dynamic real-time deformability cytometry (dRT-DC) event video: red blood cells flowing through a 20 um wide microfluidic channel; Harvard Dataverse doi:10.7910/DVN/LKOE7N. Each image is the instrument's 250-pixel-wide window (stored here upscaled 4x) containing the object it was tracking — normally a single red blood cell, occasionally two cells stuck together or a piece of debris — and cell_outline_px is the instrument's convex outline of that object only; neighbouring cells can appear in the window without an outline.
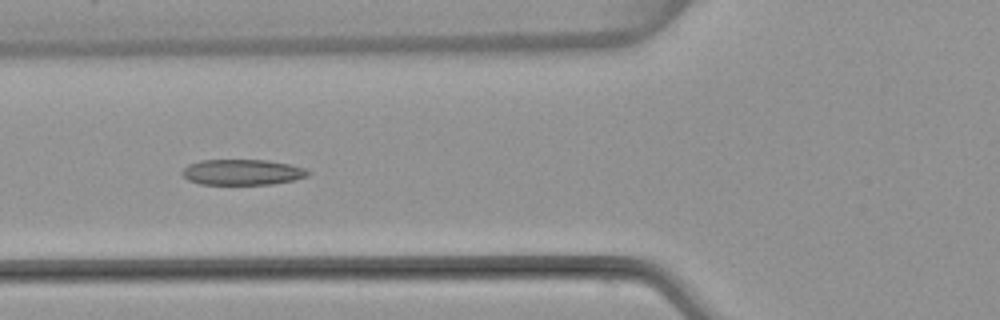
{"species": "common noctule bat (a hibernating species)", "species_latin": "Nyctalus noctula", "temperature_condition": "warm", "stored_images_in_passage": 7, "camera_frame_rate_fps": 3000, "um_per_image_px": 0.085, "animal": {"sex": "female", "body_mass_g": 22.7, "forearm_length_mm": 54.2}, "frame": {"image": 1, "passage_image": 5, "time_ms": 5.667, "image_size_px": [1000, 320], "cell_outline_px": [[312, 172], [308, 176], [292, 180], [272, 184], [200, 184], [188, 180], [180, 172], [188, 164], [200, 160], [268, 160], [288, 164], [304, 168]], "centroid_in_image_um": [20.58, 14.63], "position_along_channel_um": 105.2, "area_um2": 18.79}}
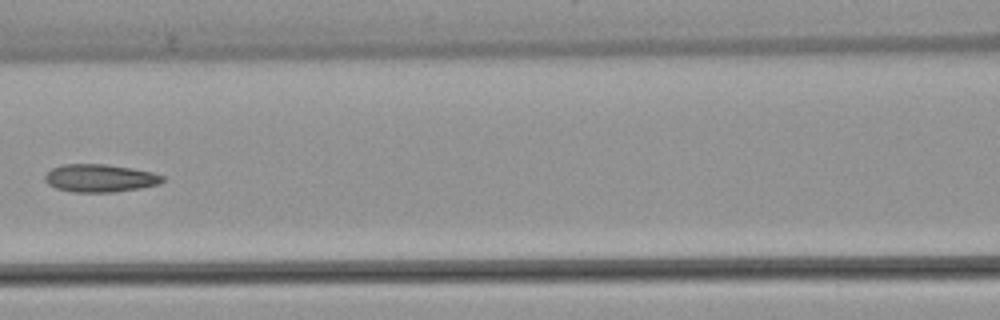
{"frame": {"image": 2, "passage_image": 6, "time_ms": 7.0, "image_size_px": [1000, 320], "cell_outline_px": [[164, 180], [160, 184], [140, 188], [116, 192], [72, 192], [56, 188], [48, 184], [44, 180], [44, 176], [52, 168], [64, 164], [104, 164], [132, 168], [152, 172], [164, 176]], "centroid_in_image_um": [8.5, 15.14], "position_along_channel_um": 158.1, "area_um2": 19.13}}
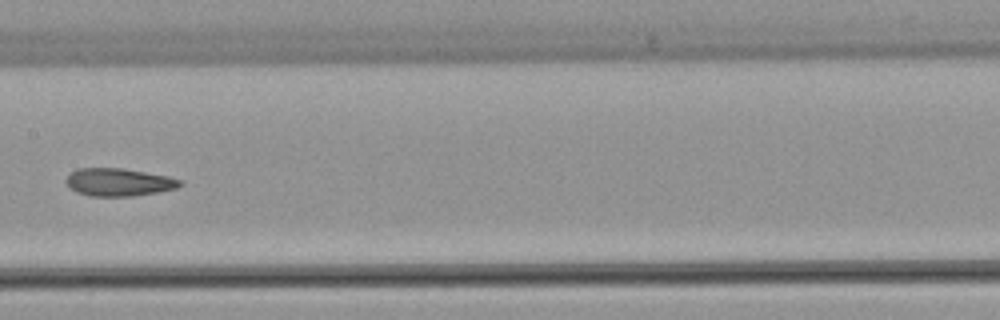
{"frame": {"image": 3, "passage_image": 7, "time_ms": 8.0, "image_size_px": [1000, 320], "cell_outline_px": [[184, 184], [176, 188], [156, 192], [132, 196], [88, 196], [76, 192], [64, 180], [76, 168], [124, 168], [168, 176], [180, 180]], "centroid_in_image_um": [10.09, 15.48], "position_along_channel_um": 197.3, "area_um2": 18.38}}